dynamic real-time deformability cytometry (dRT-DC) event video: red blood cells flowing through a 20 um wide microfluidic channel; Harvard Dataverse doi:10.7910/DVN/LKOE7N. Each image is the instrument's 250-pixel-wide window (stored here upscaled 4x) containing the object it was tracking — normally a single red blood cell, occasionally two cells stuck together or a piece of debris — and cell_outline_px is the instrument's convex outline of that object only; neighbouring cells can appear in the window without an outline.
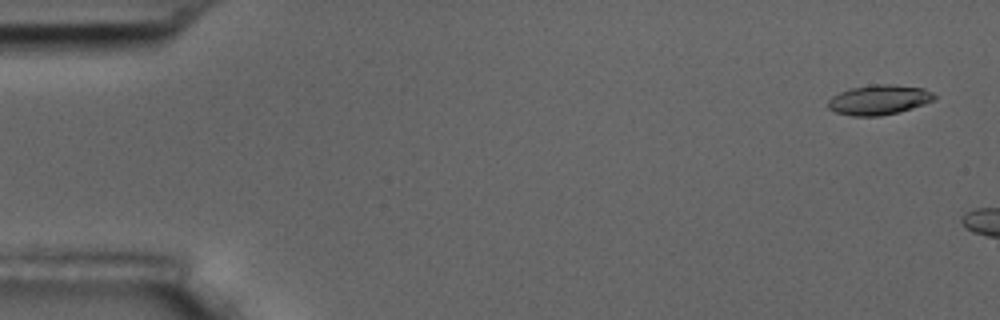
{"species": "common noctule bat (a hibernating species)", "species_latin": "Nyctalus noctula", "temperature_condition": "room temperature", "stored_images_in_passage": 7, "camera_frame_rate_fps": 3000, "um_per_image_px": 0.085, "animal": {"sex": "male", "body_mass_g": 17.5, "forearm_length_mm": 52.3}, "frame": {"image": 1, "passage_image": 3, "time_ms": 0.667, "image_size_px": [1000, 320], "cell_outline_px": [[936, 100], [912, 108], [880, 116], [852, 116], [836, 112], [828, 108], [828, 100], [832, 96], [840, 92], [852, 88], [876, 84], [892, 84], [924, 88], [932, 92], [936, 96]], "centroid_in_image_um": [74.73, 8.48], "position_along_channel_um": 10.3, "area_um2": 18.44}}